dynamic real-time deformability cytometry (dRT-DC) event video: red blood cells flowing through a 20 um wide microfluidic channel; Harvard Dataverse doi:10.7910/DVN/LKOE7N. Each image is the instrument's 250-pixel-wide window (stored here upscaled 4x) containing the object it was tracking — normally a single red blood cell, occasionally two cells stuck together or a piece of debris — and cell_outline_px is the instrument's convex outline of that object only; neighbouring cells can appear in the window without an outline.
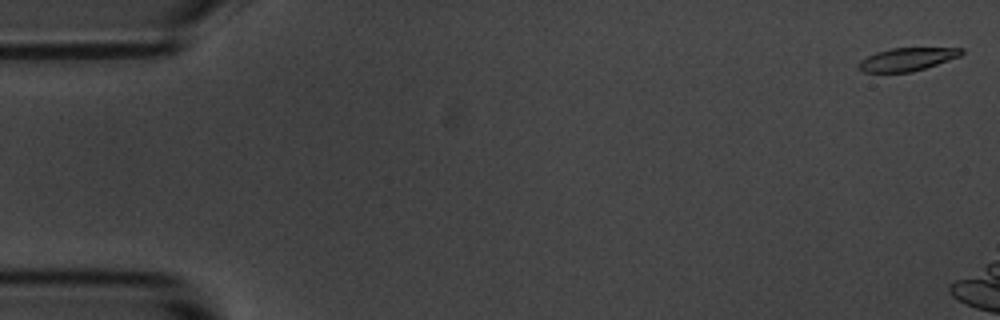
{"species": "common noctule bat (a hibernating species)", "species_latin": "Nyctalus noctula", "temperature_condition": "room temperature", "stored_images_in_passage": 3, "camera_frame_rate_fps": 3000, "um_per_image_px": 0.085, "animal": {"sex": "male", "body_mass_g": 20.1, "forearm_length_mm": 53.5}, "frame": {"image": 1, "passage_image": 1, "time_ms": 0.0, "image_size_px": [1000, 320], "cell_outline_px": [[964, 52], [960, 56], [912, 72], [864, 72], [856, 64], [860, 60], [876, 52], [892, 48], [964, 48]], "centroid_in_image_um": [77.09, 5.03], "position_along_channel_um": 7.9, "area_um2": 13.64}}